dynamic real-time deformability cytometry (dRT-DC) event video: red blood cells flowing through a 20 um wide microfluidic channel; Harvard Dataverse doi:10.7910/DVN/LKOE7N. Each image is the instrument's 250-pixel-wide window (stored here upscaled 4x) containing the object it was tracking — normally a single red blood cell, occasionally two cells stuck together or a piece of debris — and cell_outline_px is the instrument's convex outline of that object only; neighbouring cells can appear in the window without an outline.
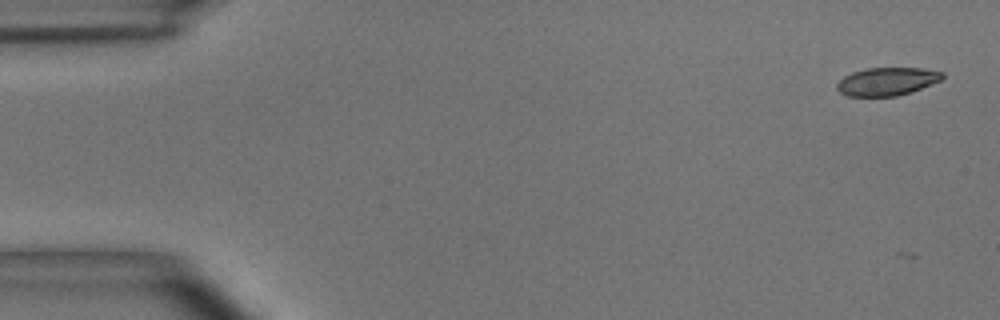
{"species": "common noctule bat (a hibernating species)", "species_latin": "Nyctalus noctula", "temperature_condition": "room temperature", "stored_images_in_passage": 5, "camera_frame_rate_fps": 3000, "um_per_image_px": 0.085, "animal": {"sex": "male", "body_mass_g": 15.6}, "frame": {"image": 1, "passage_image": 1, "time_ms": 0.0, "image_size_px": [1000, 320], "cell_outline_px": [[944, 76], [940, 80], [912, 92], [896, 96], [848, 96], [840, 92], [836, 88], [836, 84], [844, 76], [852, 72], [868, 68], [920, 68], [944, 72]], "centroid_in_image_um": [75.38, 6.92], "position_along_channel_um": 9.6, "area_um2": 17.17}}